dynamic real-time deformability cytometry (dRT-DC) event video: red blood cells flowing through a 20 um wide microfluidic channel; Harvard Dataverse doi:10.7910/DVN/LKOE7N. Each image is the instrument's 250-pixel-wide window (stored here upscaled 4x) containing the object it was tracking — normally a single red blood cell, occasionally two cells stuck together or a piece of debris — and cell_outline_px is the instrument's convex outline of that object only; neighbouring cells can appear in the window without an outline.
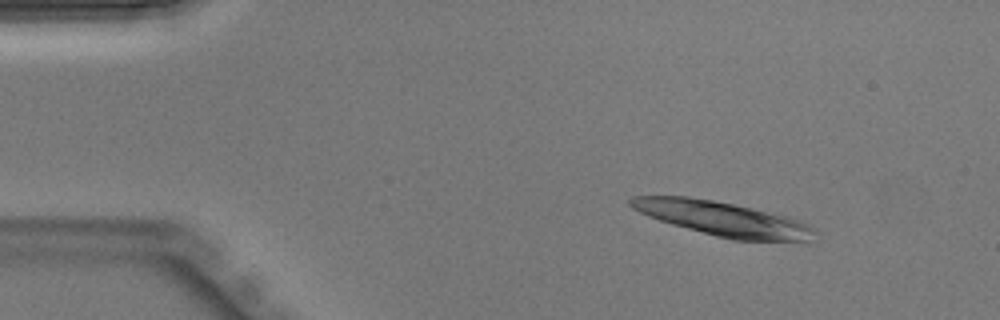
{"species": "Egyptian fruit bat (a non-hibernating species)", "species_latin": "Rousettus aegyptiacus", "temperature_condition": "warm", "stored_images_in_passage": 21, "camera_frame_rate_fps": 3000, "um_per_image_px": 0.085, "animal": {"sex": "male"}, "frame": {"image": 1, "passage_image": 5, "time_ms": 1.333, "image_size_px": [1000, 320], "cell_outline_px": [[820, 232], [812, 244], [732, 240], [716, 236], [672, 224], [648, 216], [632, 208], [628, 204], [628, 200], [632, 196], [688, 196], [712, 200], [732, 204], [788, 216], [812, 224]], "centroid_in_image_um": [61.67, 18.65], "position_along_channel_um": 23.3, "area_um2": 38.03}}